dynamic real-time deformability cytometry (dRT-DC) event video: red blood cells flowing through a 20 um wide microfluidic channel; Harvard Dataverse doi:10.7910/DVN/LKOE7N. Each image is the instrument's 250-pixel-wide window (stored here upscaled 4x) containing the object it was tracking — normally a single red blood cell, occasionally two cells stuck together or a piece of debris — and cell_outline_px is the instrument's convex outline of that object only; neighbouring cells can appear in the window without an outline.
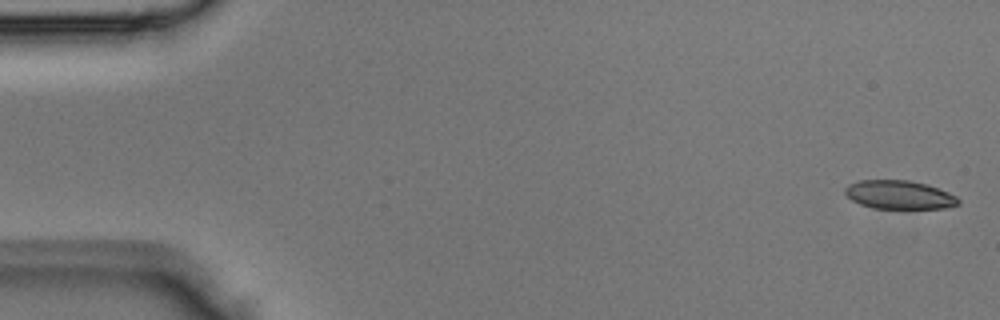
{"species": "Egyptian fruit bat (a non-hibernating species)", "species_latin": "Rousettus aegyptiacus", "temperature_condition": "room temperature", "stored_images_in_passage": 4, "camera_frame_rate_fps": 3000, "um_per_image_px": 0.085, "animal": {"sex": "male"}, "frame": {"image": 1, "passage_image": 1, "time_ms": 0.0, "image_size_px": [1000, 320], "cell_outline_px": [[960, 204], [944, 208], [872, 208], [860, 204], [852, 200], [844, 192], [844, 188], [848, 184], [860, 180], [908, 180], [928, 184], [948, 192], [956, 196], [960, 200]], "centroid_in_image_um": [76.44, 16.55], "position_along_channel_um": 8.6, "area_um2": 18.9}}
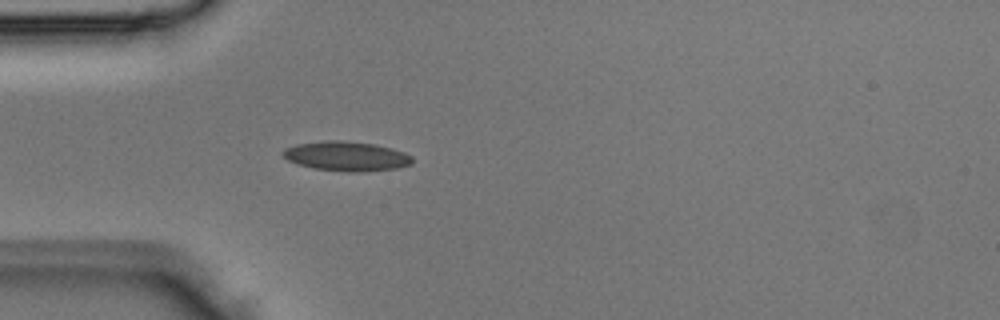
{"frame": {"image": 2, "passage_image": 4, "time_ms": 1.0, "image_size_px": [1000, 320], "cell_outline_px": [[412, 164], [396, 168], [352, 172], [348, 172], [316, 168], [300, 164], [288, 160], [280, 152], [284, 148], [296, 144], [324, 140], [340, 140], [376, 144], [392, 148], [404, 152], [412, 156]], "centroid_in_image_um": [29.44, 13.25], "position_along_channel_um": 55.6, "area_um2": 22.14}}